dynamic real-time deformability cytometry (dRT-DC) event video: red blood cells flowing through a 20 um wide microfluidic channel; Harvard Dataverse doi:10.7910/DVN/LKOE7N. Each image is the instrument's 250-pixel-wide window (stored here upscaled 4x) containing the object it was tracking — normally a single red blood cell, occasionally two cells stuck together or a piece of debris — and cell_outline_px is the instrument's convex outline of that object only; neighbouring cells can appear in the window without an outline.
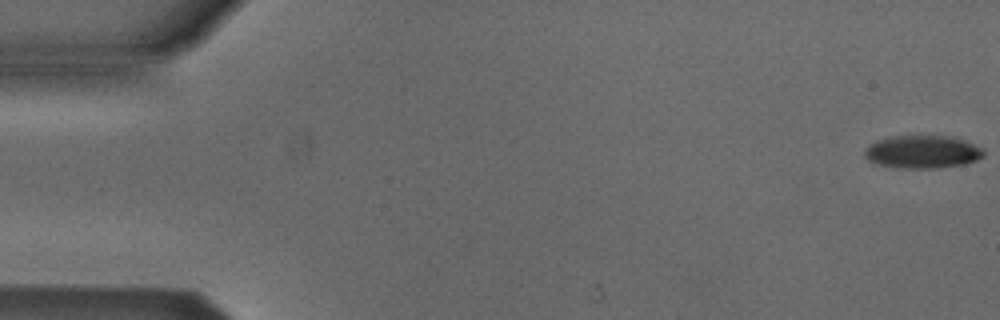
{"species": "Egyptian fruit bat (a non-hibernating species)", "species_latin": "Rousettus aegyptiacus", "temperature_condition": "cold", "stored_images_in_passage": 53, "camera_frame_rate_fps": 3000, "um_per_image_px": 0.085, "animal": {"sex": "male"}, "frame": {"image": 1, "passage_image": 1, "time_ms": 0.0, "image_size_px": [1000, 320], "cell_outline_px": [[984, 156], [976, 160], [964, 164], [940, 168], [896, 168], [880, 164], [868, 160], [864, 156], [864, 152], [876, 140], [896, 136], [944, 136], [960, 140], [984, 148]], "centroid_in_image_um": [78.42, 12.93], "position_along_channel_um": 6.6, "area_um2": 22.48}}
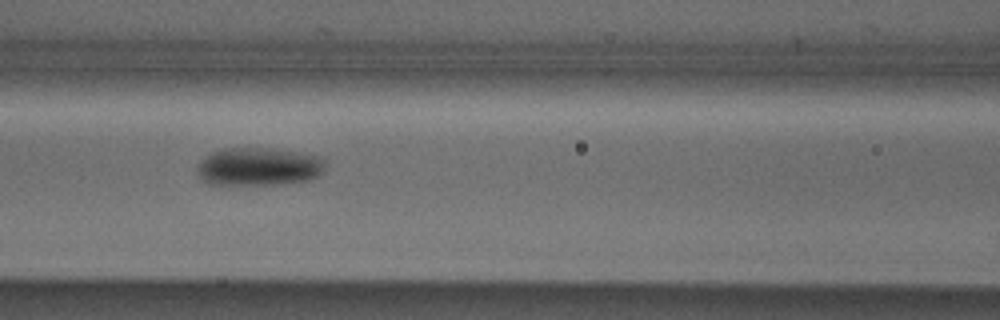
{"frame": {"image": 2, "passage_image": 23, "time_ms": 7.333, "image_size_px": [1000, 320], "cell_outline_px": [[324, 168], [316, 176], [308, 180], [276, 184], [208, 184], [196, 172], [196, 168], [200, 160], [212, 152], [224, 148], [264, 148], [320, 156], [324, 160]], "centroid_in_image_um": [21.93, 14.16], "position_along_channel_um": 144.7, "area_um2": 28.03}}
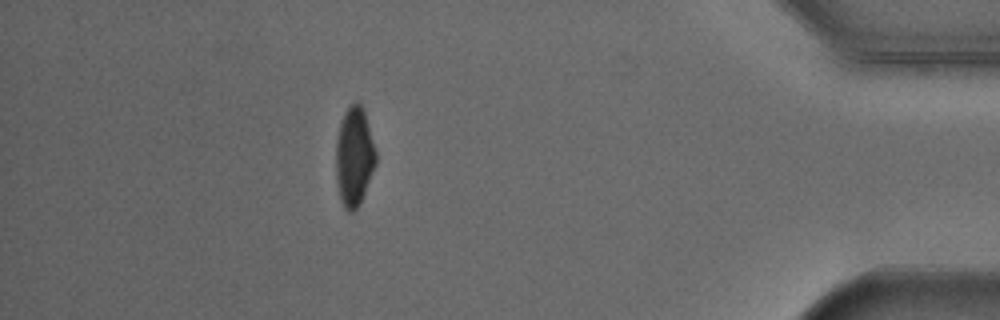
{"frame": {"image": 3, "passage_image": 47, "time_ms": 15.333, "image_size_px": [1000, 320], "cell_outline_px": [[376, 164], [360, 204], [352, 212], [348, 212], [344, 208], [340, 200], [336, 184], [336, 140], [340, 124], [344, 112], [356, 100], [364, 108], [376, 152]], "centroid_in_image_um": [30.1, 13.33], "position_along_channel_um": 405.1, "area_um2": 23.24}, "authors_computed_cell_mechanics": {"area_um2": 24.6806, "velocity_mm_per_s": 3.8999, "shape_relaxation_time_tau1_ms": 3.2714, "shape_relaxation_time_tau2_ms": null, "deformation_change_tau1": 0.1105, "deformation_change_tau2": null}}